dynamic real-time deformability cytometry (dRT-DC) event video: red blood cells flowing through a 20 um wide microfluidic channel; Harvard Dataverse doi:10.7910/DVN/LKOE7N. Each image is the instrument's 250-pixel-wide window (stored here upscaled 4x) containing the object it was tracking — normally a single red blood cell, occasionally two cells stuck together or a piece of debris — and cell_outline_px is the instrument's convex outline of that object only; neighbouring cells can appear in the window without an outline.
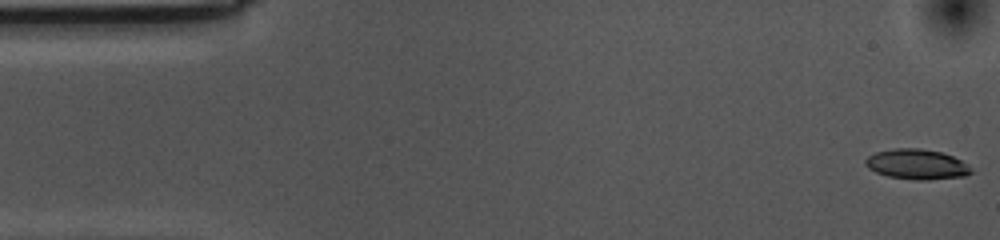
{"species": "common noctule bat (a hibernating species)", "species_latin": "Nyctalus noctula", "temperature_condition": "cold", "stored_images_in_passage": 55, "camera_frame_rate_fps": 3000, "um_per_image_px": 0.085, "animal": {"sex": "female", "body_mass_g": 10.0, "forearm_length_mm": 53.1}, "frame": {"image": 1, "passage_image": 1, "time_ms": 0.0, "image_size_px": [1000, 240], "cell_outline_px": [[972, 172], [964, 176], [928, 180], [916, 180], [888, 176], [876, 172], [868, 168], [864, 164], [864, 160], [868, 156], [876, 152], [892, 148], [920, 148], [940, 152], [952, 156], [968, 164]], "centroid_in_image_um": [77.9, 13.96], "position_along_channel_um": 7.1, "area_um2": 18.55}}
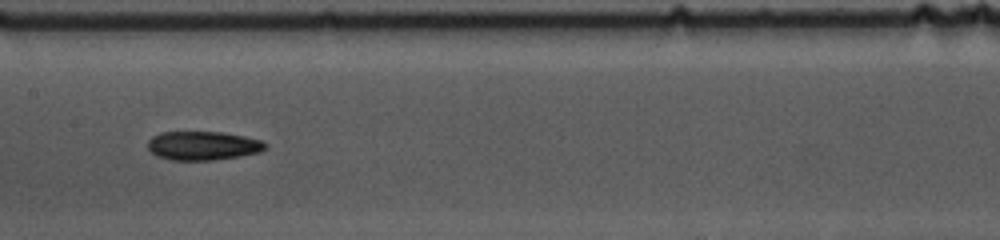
{"frame": {"image": 2, "passage_image": 26, "time_ms": 8.333, "image_size_px": [1000, 240], "cell_outline_px": [[268, 144], [260, 152], [240, 156], [212, 160], [172, 160], [156, 156], [148, 148], [148, 140], [152, 136], [160, 132], [220, 132], [244, 136], [260, 140]], "centroid_in_image_um": [17.22, 12.38], "position_along_channel_um": 190.2, "area_um2": 19.71}}
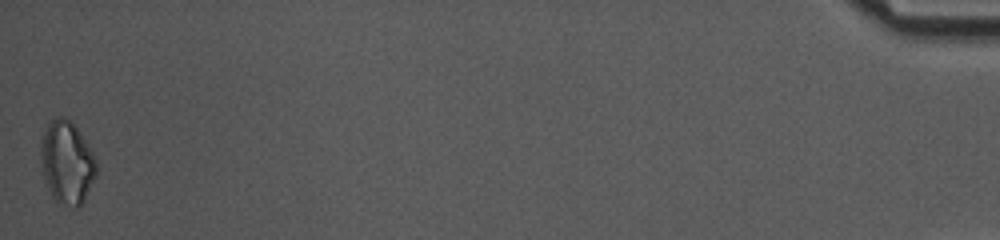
{"frame": {"image": 3, "passage_image": 55, "time_ms": 18.0, "image_size_px": [1000, 240], "cell_outline_px": [[96, 176], [80, 208], [76, 208], [60, 204], [52, 196], [48, 188], [44, 176], [40, 152], [40, 140], [48, 124], [56, 116], [64, 116], [76, 128], [88, 144], [96, 160]], "centroid_in_image_um": [5.69, 13.83], "position_along_channel_um": 429.5, "area_um2": 26.7}, "authors_computed_cell_mechanics": {"area_um2": 19.363, "velocity_mm_per_s": 3.5341, "shape_relaxation_time_tau1_ms": 4.7334, "shape_relaxation_time_tau2_ms": null, "deformation_change_tau1": 0.1324, "deformation_change_tau2": null}}